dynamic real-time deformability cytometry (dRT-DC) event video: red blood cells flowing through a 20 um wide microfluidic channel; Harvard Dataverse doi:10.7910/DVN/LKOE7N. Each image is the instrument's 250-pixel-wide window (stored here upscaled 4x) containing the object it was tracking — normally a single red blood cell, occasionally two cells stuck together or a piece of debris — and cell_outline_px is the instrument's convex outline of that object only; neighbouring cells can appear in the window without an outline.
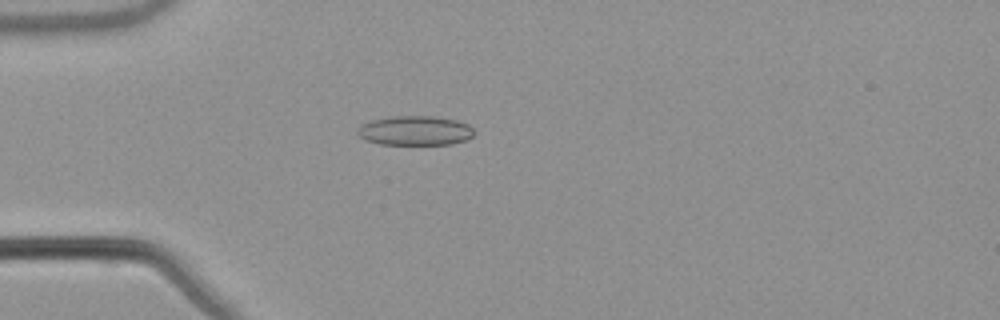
{"species": "common noctule bat (a hibernating species)", "species_latin": "Nyctalus noctula", "temperature_condition": "warm", "stored_images_in_passage": 54, "camera_frame_rate_fps": 3000, "um_per_image_px": 0.085, "animal": {"sex": "male", "body_mass_g": 21.5, "forearm_length_mm": 52.0}, "frame": {"image": 1, "passage_image": 16, "time_ms": 5.0, "image_size_px": [1000, 320], "cell_outline_px": [[476, 132], [468, 140], [452, 144], [380, 144], [364, 140], [356, 132], [356, 128], [360, 124], [372, 120], [392, 116], [436, 116], [456, 120], [468, 124]], "centroid_in_image_um": [35.28, 11.1], "position_along_channel_um": 49.7, "area_um2": 20.29}}
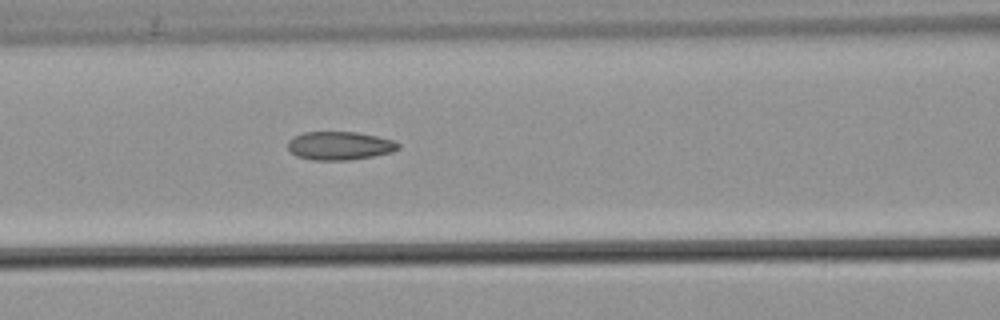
{"frame": {"image": 2, "passage_image": 24, "time_ms": 7.667, "image_size_px": [1000, 320], "cell_outline_px": [[400, 148], [392, 152], [372, 156], [348, 160], [312, 160], [296, 156], [288, 148], [288, 140], [292, 136], [304, 132], [356, 132], [376, 136], [392, 140], [400, 144]], "centroid_in_image_um": [28.84, 12.38], "position_along_channel_um": 137.8, "area_um2": 18.26}}
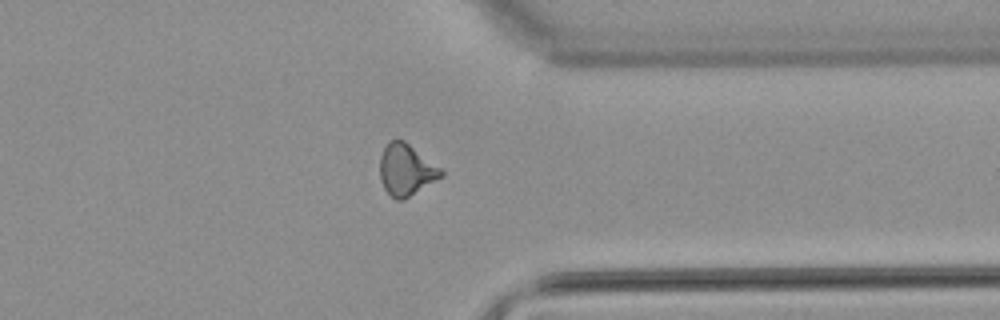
{"frame": {"image": 3, "passage_image": 43, "time_ms": 14.0, "image_size_px": [1000, 320], "cell_outline_px": [[444, 176], [404, 200], [396, 200], [384, 188], [380, 180], [380, 156], [388, 140], [396, 136], [404, 140], [440, 168], [444, 172]], "centroid_in_image_um": [34.5, 14.42], "position_along_channel_um": 376.9, "area_um2": 18.55}, "authors_computed_cell_mechanics": {"area_um2": 18.4093, "velocity_mm_per_s": 3.8413, "shape_relaxation_time_tau1_ms": null, "shape_relaxation_time_tau2_ms": 2.2809, "deformation_change_tau1": null, "deformation_change_tau2": 0.0905}}